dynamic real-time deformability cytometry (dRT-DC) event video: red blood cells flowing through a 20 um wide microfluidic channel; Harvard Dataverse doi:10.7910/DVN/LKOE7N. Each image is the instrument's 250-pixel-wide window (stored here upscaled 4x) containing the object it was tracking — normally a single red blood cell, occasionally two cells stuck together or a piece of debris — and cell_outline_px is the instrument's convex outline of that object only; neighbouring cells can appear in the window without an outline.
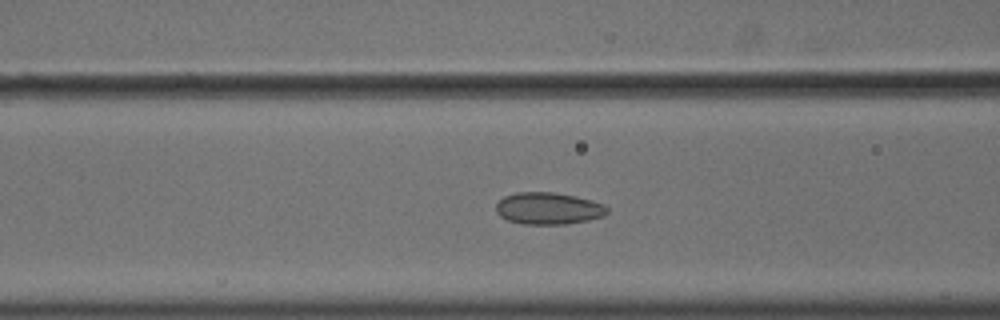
{"species": "common noctule bat (a hibernating species)", "species_latin": "Nyctalus noctula", "temperature_condition": "cold", "stored_images_in_passage": 56, "camera_frame_rate_fps": 3000, "um_per_image_px": 0.085, "animal": {"sex": "male", "body_mass_g": 18.8}, "frame": {"image": 1, "passage_image": 23, "time_ms": 7.333, "image_size_px": [1000, 320], "cell_outline_px": [[608, 212], [604, 216], [588, 220], [568, 224], [524, 224], [508, 220], [500, 216], [496, 212], [496, 204], [504, 196], [516, 192], [552, 192], [576, 196], [592, 200], [604, 204], [608, 208]], "centroid_in_image_um": [46.62, 17.71], "position_along_channel_um": 120.0, "area_um2": 20.81}}
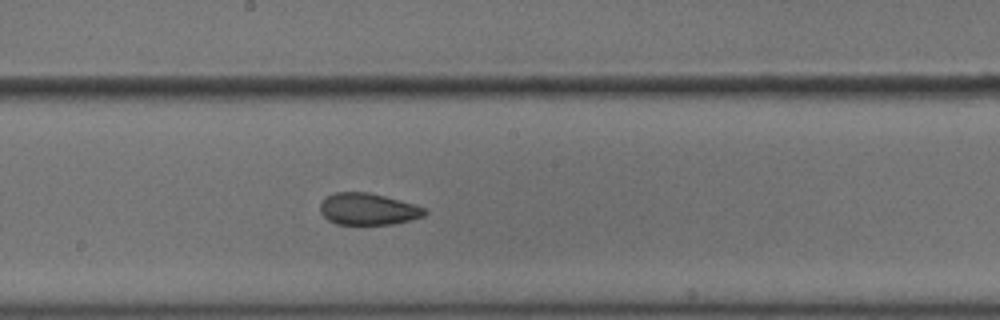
{"frame": {"image": 2, "passage_image": 31, "time_ms": 10.0, "image_size_px": [1000, 320], "cell_outline_px": [[428, 212], [424, 216], [392, 224], [336, 224], [328, 220], [320, 212], [320, 204], [328, 196], [336, 192], [368, 192], [384, 196], [412, 204], [424, 208]], "centroid_in_image_um": [31.26, 17.78], "position_along_channel_um": 216.9, "area_um2": 19.02}}
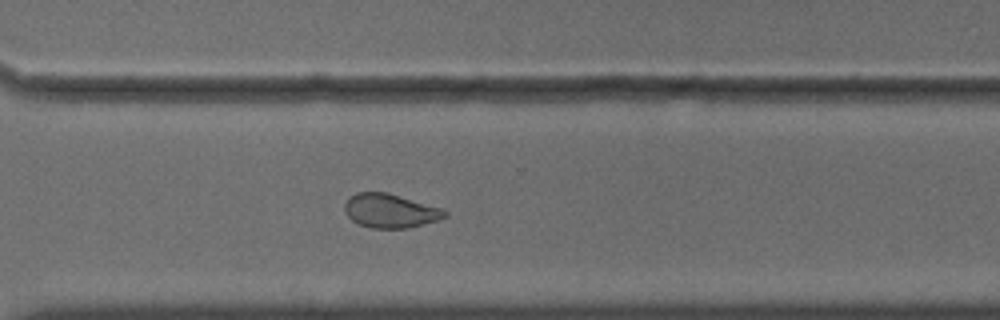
{"frame": {"image": 3, "passage_image": 41, "time_ms": 13.333, "image_size_px": [1000, 320], "cell_outline_px": [[448, 216], [440, 220], [408, 228], [368, 228], [352, 220], [348, 216], [344, 208], [344, 204], [348, 196], [356, 192], [388, 192], [440, 208], [448, 212]], "centroid_in_image_um": [33.16, 17.92], "position_along_channel_um": 337.4, "area_um2": 19.94}, "authors_computed_cell_mechanics": {"area_um2": 21.5883, "velocity_mm_per_s": 3.6255, "shape_relaxation_time_tau1_ms": null, "shape_relaxation_time_tau2_ms": 1.6605, "deformation_change_tau1": null, "deformation_change_tau2": 0.0618}}